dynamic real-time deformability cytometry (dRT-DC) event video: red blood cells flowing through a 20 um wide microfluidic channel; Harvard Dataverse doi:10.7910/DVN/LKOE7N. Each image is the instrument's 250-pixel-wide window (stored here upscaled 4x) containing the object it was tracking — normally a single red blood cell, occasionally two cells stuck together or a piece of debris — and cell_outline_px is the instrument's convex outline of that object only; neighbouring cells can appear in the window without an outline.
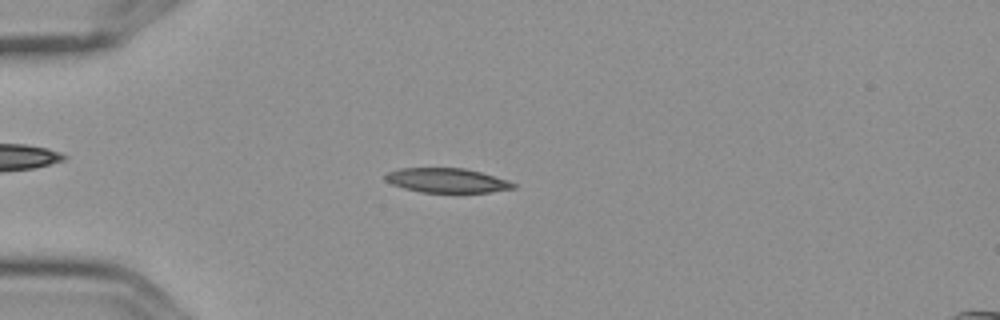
{"species": "Egyptian fruit bat (a non-hibernating species)", "species_latin": "Rousettus aegyptiacus", "temperature_condition": "cold", "stored_images_in_passage": 6, "camera_frame_rate_fps": 3000, "um_per_image_px": 0.085, "frame": {"image": 1, "passage_image": 4, "time_ms": 1.0, "image_size_px": [1000, 320], "cell_outline_px": [[516, 188], [492, 192], [420, 192], [404, 188], [392, 184], [384, 180], [384, 176], [388, 172], [400, 168], [464, 168], [480, 172], [508, 180], [516, 184]], "centroid_in_image_um": [37.98, 15.33], "position_along_channel_um": 47.0, "area_um2": 18.21}}
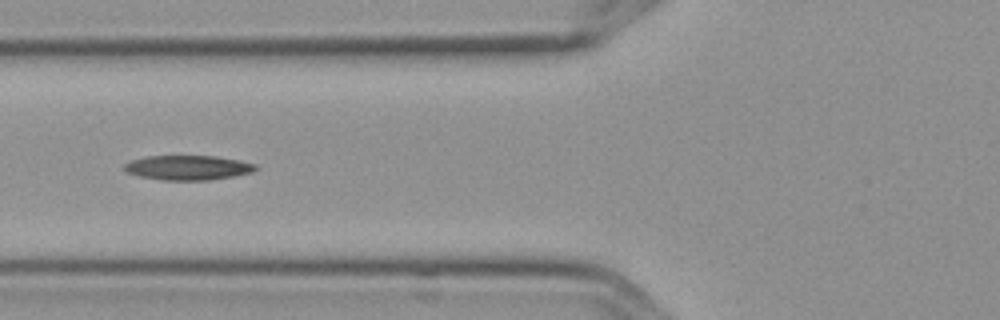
{"frame": {"image": 2, "passage_image": 6, "time_ms": 1.667, "image_size_px": [1000, 320], "cell_outline_px": [[256, 168], [252, 172], [232, 176], [208, 180], [164, 180], [140, 176], [128, 172], [124, 168], [124, 164], [132, 160], [148, 156], [216, 156], [256, 164]], "centroid_in_image_um": [15.96, 14.25], "position_along_channel_um": 109.8, "area_um2": 18.5}}